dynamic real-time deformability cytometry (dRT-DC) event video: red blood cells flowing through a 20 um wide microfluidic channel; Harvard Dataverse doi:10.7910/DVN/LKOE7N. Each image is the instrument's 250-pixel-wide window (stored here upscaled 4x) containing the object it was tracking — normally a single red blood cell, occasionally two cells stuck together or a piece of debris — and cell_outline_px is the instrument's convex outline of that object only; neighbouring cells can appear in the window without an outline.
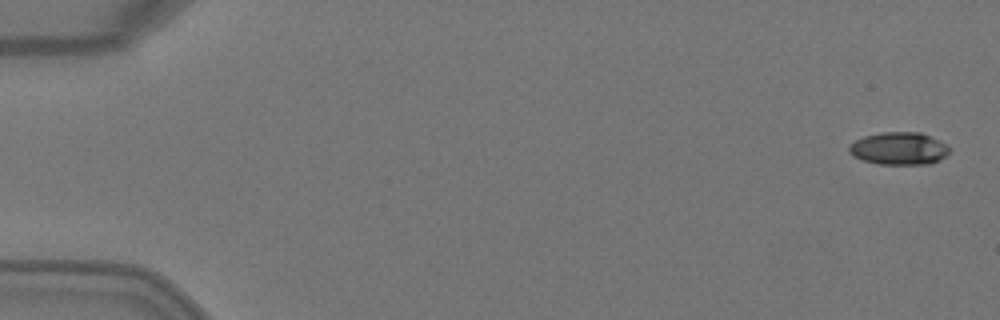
{"species": "Egyptian fruit bat (a non-hibernating species)", "species_latin": "Rousettus aegyptiacus", "temperature_condition": "warm", "stored_images_in_passage": 5, "camera_frame_rate_fps": 3000, "um_per_image_px": 0.085, "animal": {"sex": "female"}, "frame": {"image": 1, "passage_image": 1, "time_ms": 0.0, "image_size_px": [1000, 320], "cell_outline_px": [[948, 152], [940, 160], [928, 164], [880, 164], [860, 160], [852, 156], [848, 152], [848, 148], [856, 140], [864, 136], [880, 132], [920, 132], [940, 140], [948, 148]], "centroid_in_image_um": [76.37, 12.62], "position_along_channel_um": 8.6, "area_um2": 19.02}}
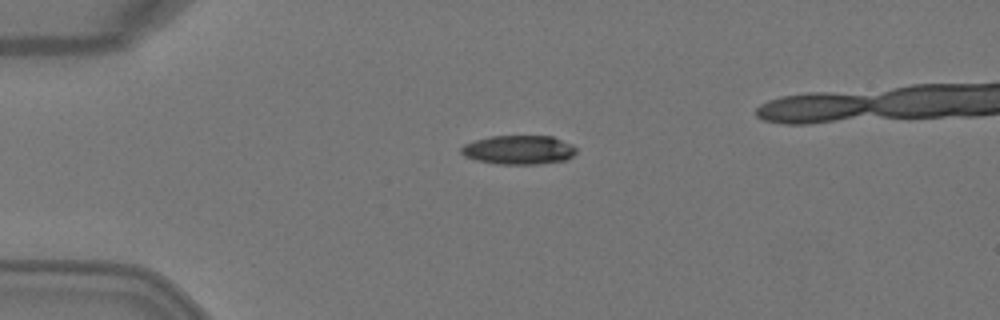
{"frame": {"image": 2, "passage_image": 3, "time_ms": 0.667, "image_size_px": [1000, 320], "cell_outline_px": [[576, 152], [572, 156], [564, 160], [536, 164], [496, 164], [476, 160], [464, 156], [460, 152], [460, 148], [464, 144], [476, 140], [492, 136], [552, 136], [572, 144], [576, 148]], "centroid_in_image_um": [44.07, 12.74], "position_along_channel_um": 40.9, "area_um2": 19.42}}